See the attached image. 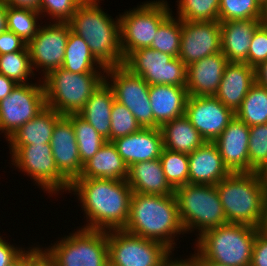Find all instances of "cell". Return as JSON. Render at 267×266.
Here are the masks:
<instances>
[{
    "mask_svg": "<svg viewBox=\"0 0 267 266\" xmlns=\"http://www.w3.org/2000/svg\"><path fill=\"white\" fill-rule=\"evenodd\" d=\"M69 193L77 197L84 212L82 228L102 231L125 228L133 194L127 180L76 179L70 184Z\"/></svg>",
    "mask_w": 267,
    "mask_h": 266,
    "instance_id": "obj_1",
    "label": "cell"
},
{
    "mask_svg": "<svg viewBox=\"0 0 267 266\" xmlns=\"http://www.w3.org/2000/svg\"><path fill=\"white\" fill-rule=\"evenodd\" d=\"M123 230L142 238L158 241L172 252L180 244V241L177 243L179 235L186 236L179 218L175 195L133 193L129 219Z\"/></svg>",
    "mask_w": 267,
    "mask_h": 266,
    "instance_id": "obj_2",
    "label": "cell"
},
{
    "mask_svg": "<svg viewBox=\"0 0 267 266\" xmlns=\"http://www.w3.org/2000/svg\"><path fill=\"white\" fill-rule=\"evenodd\" d=\"M100 1L84 0L68 22L71 31L88 44L95 59L106 69L123 65L120 18L103 11Z\"/></svg>",
    "mask_w": 267,
    "mask_h": 266,
    "instance_id": "obj_3",
    "label": "cell"
},
{
    "mask_svg": "<svg viewBox=\"0 0 267 266\" xmlns=\"http://www.w3.org/2000/svg\"><path fill=\"white\" fill-rule=\"evenodd\" d=\"M215 186L227 223L262 229L267 184L258 172L231 173Z\"/></svg>",
    "mask_w": 267,
    "mask_h": 266,
    "instance_id": "obj_4",
    "label": "cell"
},
{
    "mask_svg": "<svg viewBox=\"0 0 267 266\" xmlns=\"http://www.w3.org/2000/svg\"><path fill=\"white\" fill-rule=\"evenodd\" d=\"M261 230L252 225L226 223L195 239L193 250L204 259L222 265L250 266L254 241Z\"/></svg>",
    "mask_w": 267,
    "mask_h": 266,
    "instance_id": "obj_5",
    "label": "cell"
},
{
    "mask_svg": "<svg viewBox=\"0 0 267 266\" xmlns=\"http://www.w3.org/2000/svg\"><path fill=\"white\" fill-rule=\"evenodd\" d=\"M174 195L185 234L195 233L197 239L207 230L227 223L215 185L188 183L175 188Z\"/></svg>",
    "mask_w": 267,
    "mask_h": 266,
    "instance_id": "obj_6",
    "label": "cell"
},
{
    "mask_svg": "<svg viewBox=\"0 0 267 266\" xmlns=\"http://www.w3.org/2000/svg\"><path fill=\"white\" fill-rule=\"evenodd\" d=\"M42 81L47 107L61 115L78 114L105 81V73H72L61 67L50 71Z\"/></svg>",
    "mask_w": 267,
    "mask_h": 266,
    "instance_id": "obj_7",
    "label": "cell"
},
{
    "mask_svg": "<svg viewBox=\"0 0 267 266\" xmlns=\"http://www.w3.org/2000/svg\"><path fill=\"white\" fill-rule=\"evenodd\" d=\"M57 239L41 245L56 266H109L107 231L78 226Z\"/></svg>",
    "mask_w": 267,
    "mask_h": 266,
    "instance_id": "obj_8",
    "label": "cell"
},
{
    "mask_svg": "<svg viewBox=\"0 0 267 266\" xmlns=\"http://www.w3.org/2000/svg\"><path fill=\"white\" fill-rule=\"evenodd\" d=\"M8 148L11 168L22 171L46 195L57 198L69 191L71 183L58 171L50 144L8 145Z\"/></svg>",
    "mask_w": 267,
    "mask_h": 266,
    "instance_id": "obj_9",
    "label": "cell"
},
{
    "mask_svg": "<svg viewBox=\"0 0 267 266\" xmlns=\"http://www.w3.org/2000/svg\"><path fill=\"white\" fill-rule=\"evenodd\" d=\"M167 0H147L119 14L124 59L140 48H149L159 26L173 13Z\"/></svg>",
    "mask_w": 267,
    "mask_h": 266,
    "instance_id": "obj_10",
    "label": "cell"
},
{
    "mask_svg": "<svg viewBox=\"0 0 267 266\" xmlns=\"http://www.w3.org/2000/svg\"><path fill=\"white\" fill-rule=\"evenodd\" d=\"M109 266H163L174 254L164 244L130 234L107 231Z\"/></svg>",
    "mask_w": 267,
    "mask_h": 266,
    "instance_id": "obj_11",
    "label": "cell"
},
{
    "mask_svg": "<svg viewBox=\"0 0 267 266\" xmlns=\"http://www.w3.org/2000/svg\"><path fill=\"white\" fill-rule=\"evenodd\" d=\"M123 66L149 85L186 87L187 84V66L180 58L151 48L132 51L124 59Z\"/></svg>",
    "mask_w": 267,
    "mask_h": 266,
    "instance_id": "obj_12",
    "label": "cell"
},
{
    "mask_svg": "<svg viewBox=\"0 0 267 266\" xmlns=\"http://www.w3.org/2000/svg\"><path fill=\"white\" fill-rule=\"evenodd\" d=\"M36 78L35 83L17 84L0 100V134L6 140L46 107L43 81Z\"/></svg>",
    "mask_w": 267,
    "mask_h": 266,
    "instance_id": "obj_13",
    "label": "cell"
},
{
    "mask_svg": "<svg viewBox=\"0 0 267 266\" xmlns=\"http://www.w3.org/2000/svg\"><path fill=\"white\" fill-rule=\"evenodd\" d=\"M105 81L117 102L128 108L142 128H154V116L149 98V84L123 65L106 68Z\"/></svg>",
    "mask_w": 267,
    "mask_h": 266,
    "instance_id": "obj_14",
    "label": "cell"
},
{
    "mask_svg": "<svg viewBox=\"0 0 267 266\" xmlns=\"http://www.w3.org/2000/svg\"><path fill=\"white\" fill-rule=\"evenodd\" d=\"M36 36L27 43L33 71L44 78L50 71L61 68L71 27L69 23L45 22ZM41 71V72H40Z\"/></svg>",
    "mask_w": 267,
    "mask_h": 266,
    "instance_id": "obj_15",
    "label": "cell"
},
{
    "mask_svg": "<svg viewBox=\"0 0 267 266\" xmlns=\"http://www.w3.org/2000/svg\"><path fill=\"white\" fill-rule=\"evenodd\" d=\"M184 115L206 142H214L235 112L215 96H188Z\"/></svg>",
    "mask_w": 267,
    "mask_h": 266,
    "instance_id": "obj_16",
    "label": "cell"
},
{
    "mask_svg": "<svg viewBox=\"0 0 267 266\" xmlns=\"http://www.w3.org/2000/svg\"><path fill=\"white\" fill-rule=\"evenodd\" d=\"M221 52L219 21H182L180 60L189 66Z\"/></svg>",
    "mask_w": 267,
    "mask_h": 266,
    "instance_id": "obj_17",
    "label": "cell"
},
{
    "mask_svg": "<svg viewBox=\"0 0 267 266\" xmlns=\"http://www.w3.org/2000/svg\"><path fill=\"white\" fill-rule=\"evenodd\" d=\"M249 136L250 127L235 115L214 141L224 165L231 173H250Z\"/></svg>",
    "mask_w": 267,
    "mask_h": 266,
    "instance_id": "obj_18",
    "label": "cell"
},
{
    "mask_svg": "<svg viewBox=\"0 0 267 266\" xmlns=\"http://www.w3.org/2000/svg\"><path fill=\"white\" fill-rule=\"evenodd\" d=\"M50 145L58 171L70 183L79 178L83 164L80 160L74 127L65 115L56 122Z\"/></svg>",
    "mask_w": 267,
    "mask_h": 266,
    "instance_id": "obj_19",
    "label": "cell"
},
{
    "mask_svg": "<svg viewBox=\"0 0 267 266\" xmlns=\"http://www.w3.org/2000/svg\"><path fill=\"white\" fill-rule=\"evenodd\" d=\"M112 142L128 167L137 162L158 159L164 148L160 128H141Z\"/></svg>",
    "mask_w": 267,
    "mask_h": 266,
    "instance_id": "obj_20",
    "label": "cell"
},
{
    "mask_svg": "<svg viewBox=\"0 0 267 266\" xmlns=\"http://www.w3.org/2000/svg\"><path fill=\"white\" fill-rule=\"evenodd\" d=\"M228 63L224 54L219 52L187 66L188 96H214Z\"/></svg>",
    "mask_w": 267,
    "mask_h": 266,
    "instance_id": "obj_21",
    "label": "cell"
},
{
    "mask_svg": "<svg viewBox=\"0 0 267 266\" xmlns=\"http://www.w3.org/2000/svg\"><path fill=\"white\" fill-rule=\"evenodd\" d=\"M188 161L190 184L216 185L231 174L214 142H205L188 154Z\"/></svg>",
    "mask_w": 267,
    "mask_h": 266,
    "instance_id": "obj_22",
    "label": "cell"
},
{
    "mask_svg": "<svg viewBox=\"0 0 267 266\" xmlns=\"http://www.w3.org/2000/svg\"><path fill=\"white\" fill-rule=\"evenodd\" d=\"M254 83L255 68L247 63L229 62L214 96L236 113Z\"/></svg>",
    "mask_w": 267,
    "mask_h": 266,
    "instance_id": "obj_23",
    "label": "cell"
},
{
    "mask_svg": "<svg viewBox=\"0 0 267 266\" xmlns=\"http://www.w3.org/2000/svg\"><path fill=\"white\" fill-rule=\"evenodd\" d=\"M260 19L220 22L221 52L228 62L247 63L252 36L261 25Z\"/></svg>",
    "mask_w": 267,
    "mask_h": 266,
    "instance_id": "obj_24",
    "label": "cell"
},
{
    "mask_svg": "<svg viewBox=\"0 0 267 266\" xmlns=\"http://www.w3.org/2000/svg\"><path fill=\"white\" fill-rule=\"evenodd\" d=\"M149 98L154 116V128H160L185 114L188 92L186 87L150 85Z\"/></svg>",
    "mask_w": 267,
    "mask_h": 266,
    "instance_id": "obj_25",
    "label": "cell"
},
{
    "mask_svg": "<svg viewBox=\"0 0 267 266\" xmlns=\"http://www.w3.org/2000/svg\"><path fill=\"white\" fill-rule=\"evenodd\" d=\"M127 182L133 193L174 195L175 189L166 180L159 158L130 166Z\"/></svg>",
    "mask_w": 267,
    "mask_h": 266,
    "instance_id": "obj_26",
    "label": "cell"
},
{
    "mask_svg": "<svg viewBox=\"0 0 267 266\" xmlns=\"http://www.w3.org/2000/svg\"><path fill=\"white\" fill-rule=\"evenodd\" d=\"M129 167L117 152L113 142L106 143L97 153L83 164L81 175L77 179L127 180Z\"/></svg>",
    "mask_w": 267,
    "mask_h": 266,
    "instance_id": "obj_27",
    "label": "cell"
},
{
    "mask_svg": "<svg viewBox=\"0 0 267 266\" xmlns=\"http://www.w3.org/2000/svg\"><path fill=\"white\" fill-rule=\"evenodd\" d=\"M115 100L114 92L104 81L90 96L78 115L107 141H110L111 109Z\"/></svg>",
    "mask_w": 267,
    "mask_h": 266,
    "instance_id": "obj_28",
    "label": "cell"
},
{
    "mask_svg": "<svg viewBox=\"0 0 267 266\" xmlns=\"http://www.w3.org/2000/svg\"><path fill=\"white\" fill-rule=\"evenodd\" d=\"M62 116L46 106L5 141L8 145L50 144L54 126Z\"/></svg>",
    "mask_w": 267,
    "mask_h": 266,
    "instance_id": "obj_29",
    "label": "cell"
},
{
    "mask_svg": "<svg viewBox=\"0 0 267 266\" xmlns=\"http://www.w3.org/2000/svg\"><path fill=\"white\" fill-rule=\"evenodd\" d=\"M164 148L191 154L206 141L185 115L164 123L161 127Z\"/></svg>",
    "mask_w": 267,
    "mask_h": 266,
    "instance_id": "obj_30",
    "label": "cell"
},
{
    "mask_svg": "<svg viewBox=\"0 0 267 266\" xmlns=\"http://www.w3.org/2000/svg\"><path fill=\"white\" fill-rule=\"evenodd\" d=\"M62 68L72 73H105V68L92 55L82 37L69 32Z\"/></svg>",
    "mask_w": 267,
    "mask_h": 266,
    "instance_id": "obj_31",
    "label": "cell"
},
{
    "mask_svg": "<svg viewBox=\"0 0 267 266\" xmlns=\"http://www.w3.org/2000/svg\"><path fill=\"white\" fill-rule=\"evenodd\" d=\"M235 115L249 127L267 123V89L255 82Z\"/></svg>",
    "mask_w": 267,
    "mask_h": 266,
    "instance_id": "obj_32",
    "label": "cell"
},
{
    "mask_svg": "<svg viewBox=\"0 0 267 266\" xmlns=\"http://www.w3.org/2000/svg\"><path fill=\"white\" fill-rule=\"evenodd\" d=\"M0 74L14 80L17 84L36 81L37 75L33 71L27 46L22 51L0 55Z\"/></svg>",
    "mask_w": 267,
    "mask_h": 266,
    "instance_id": "obj_33",
    "label": "cell"
},
{
    "mask_svg": "<svg viewBox=\"0 0 267 266\" xmlns=\"http://www.w3.org/2000/svg\"><path fill=\"white\" fill-rule=\"evenodd\" d=\"M42 20L39 11L7 6V30L15 33L26 44L36 36L43 24Z\"/></svg>",
    "mask_w": 267,
    "mask_h": 266,
    "instance_id": "obj_34",
    "label": "cell"
},
{
    "mask_svg": "<svg viewBox=\"0 0 267 266\" xmlns=\"http://www.w3.org/2000/svg\"><path fill=\"white\" fill-rule=\"evenodd\" d=\"M65 116L72 122L74 127L80 160L84 164L97 153L107 140L78 114Z\"/></svg>",
    "mask_w": 267,
    "mask_h": 266,
    "instance_id": "obj_35",
    "label": "cell"
},
{
    "mask_svg": "<svg viewBox=\"0 0 267 266\" xmlns=\"http://www.w3.org/2000/svg\"><path fill=\"white\" fill-rule=\"evenodd\" d=\"M173 12L158 28L149 48L178 57L181 45L182 20Z\"/></svg>",
    "mask_w": 267,
    "mask_h": 266,
    "instance_id": "obj_36",
    "label": "cell"
},
{
    "mask_svg": "<svg viewBox=\"0 0 267 266\" xmlns=\"http://www.w3.org/2000/svg\"><path fill=\"white\" fill-rule=\"evenodd\" d=\"M220 0H177L176 17L182 21H219Z\"/></svg>",
    "mask_w": 267,
    "mask_h": 266,
    "instance_id": "obj_37",
    "label": "cell"
},
{
    "mask_svg": "<svg viewBox=\"0 0 267 266\" xmlns=\"http://www.w3.org/2000/svg\"><path fill=\"white\" fill-rule=\"evenodd\" d=\"M159 159L166 180L174 189L189 183L188 154L163 148Z\"/></svg>",
    "mask_w": 267,
    "mask_h": 266,
    "instance_id": "obj_38",
    "label": "cell"
},
{
    "mask_svg": "<svg viewBox=\"0 0 267 266\" xmlns=\"http://www.w3.org/2000/svg\"><path fill=\"white\" fill-rule=\"evenodd\" d=\"M262 6L257 0H220L219 22L261 19Z\"/></svg>",
    "mask_w": 267,
    "mask_h": 266,
    "instance_id": "obj_39",
    "label": "cell"
},
{
    "mask_svg": "<svg viewBox=\"0 0 267 266\" xmlns=\"http://www.w3.org/2000/svg\"><path fill=\"white\" fill-rule=\"evenodd\" d=\"M248 151L250 173H259L267 164V123L250 127Z\"/></svg>",
    "mask_w": 267,
    "mask_h": 266,
    "instance_id": "obj_40",
    "label": "cell"
},
{
    "mask_svg": "<svg viewBox=\"0 0 267 266\" xmlns=\"http://www.w3.org/2000/svg\"><path fill=\"white\" fill-rule=\"evenodd\" d=\"M141 128L132 112L114 100L111 109L110 142L120 137L136 133Z\"/></svg>",
    "mask_w": 267,
    "mask_h": 266,
    "instance_id": "obj_41",
    "label": "cell"
},
{
    "mask_svg": "<svg viewBox=\"0 0 267 266\" xmlns=\"http://www.w3.org/2000/svg\"><path fill=\"white\" fill-rule=\"evenodd\" d=\"M83 1L84 0H40L38 11L41 17L46 18V22L68 23L77 7Z\"/></svg>",
    "mask_w": 267,
    "mask_h": 266,
    "instance_id": "obj_42",
    "label": "cell"
},
{
    "mask_svg": "<svg viewBox=\"0 0 267 266\" xmlns=\"http://www.w3.org/2000/svg\"><path fill=\"white\" fill-rule=\"evenodd\" d=\"M267 60V26L261 24L254 32L248 52V65L255 68Z\"/></svg>",
    "mask_w": 267,
    "mask_h": 266,
    "instance_id": "obj_43",
    "label": "cell"
},
{
    "mask_svg": "<svg viewBox=\"0 0 267 266\" xmlns=\"http://www.w3.org/2000/svg\"><path fill=\"white\" fill-rule=\"evenodd\" d=\"M250 266H267V231L261 230L255 238Z\"/></svg>",
    "mask_w": 267,
    "mask_h": 266,
    "instance_id": "obj_44",
    "label": "cell"
},
{
    "mask_svg": "<svg viewBox=\"0 0 267 266\" xmlns=\"http://www.w3.org/2000/svg\"><path fill=\"white\" fill-rule=\"evenodd\" d=\"M0 234V266H8L14 262L26 249L16 244V246L9 240H5Z\"/></svg>",
    "mask_w": 267,
    "mask_h": 266,
    "instance_id": "obj_45",
    "label": "cell"
},
{
    "mask_svg": "<svg viewBox=\"0 0 267 266\" xmlns=\"http://www.w3.org/2000/svg\"><path fill=\"white\" fill-rule=\"evenodd\" d=\"M27 44L15 33L6 30L0 33V55L22 51Z\"/></svg>",
    "mask_w": 267,
    "mask_h": 266,
    "instance_id": "obj_46",
    "label": "cell"
},
{
    "mask_svg": "<svg viewBox=\"0 0 267 266\" xmlns=\"http://www.w3.org/2000/svg\"><path fill=\"white\" fill-rule=\"evenodd\" d=\"M38 244L34 243L28 246V266H56L55 262L41 248L40 243Z\"/></svg>",
    "mask_w": 267,
    "mask_h": 266,
    "instance_id": "obj_47",
    "label": "cell"
},
{
    "mask_svg": "<svg viewBox=\"0 0 267 266\" xmlns=\"http://www.w3.org/2000/svg\"><path fill=\"white\" fill-rule=\"evenodd\" d=\"M7 6L16 8H29L38 11L40 0H0Z\"/></svg>",
    "mask_w": 267,
    "mask_h": 266,
    "instance_id": "obj_48",
    "label": "cell"
},
{
    "mask_svg": "<svg viewBox=\"0 0 267 266\" xmlns=\"http://www.w3.org/2000/svg\"><path fill=\"white\" fill-rule=\"evenodd\" d=\"M16 86L17 83L14 80L0 74V100L8 96Z\"/></svg>",
    "mask_w": 267,
    "mask_h": 266,
    "instance_id": "obj_49",
    "label": "cell"
},
{
    "mask_svg": "<svg viewBox=\"0 0 267 266\" xmlns=\"http://www.w3.org/2000/svg\"><path fill=\"white\" fill-rule=\"evenodd\" d=\"M255 82L267 89V60L255 67Z\"/></svg>",
    "mask_w": 267,
    "mask_h": 266,
    "instance_id": "obj_50",
    "label": "cell"
},
{
    "mask_svg": "<svg viewBox=\"0 0 267 266\" xmlns=\"http://www.w3.org/2000/svg\"><path fill=\"white\" fill-rule=\"evenodd\" d=\"M174 256L175 255L173 254V256L163 266H195L193 260L189 256L186 258H178L177 256L175 258Z\"/></svg>",
    "mask_w": 267,
    "mask_h": 266,
    "instance_id": "obj_51",
    "label": "cell"
},
{
    "mask_svg": "<svg viewBox=\"0 0 267 266\" xmlns=\"http://www.w3.org/2000/svg\"><path fill=\"white\" fill-rule=\"evenodd\" d=\"M188 256L193 260L195 266H227L204 259L196 250Z\"/></svg>",
    "mask_w": 267,
    "mask_h": 266,
    "instance_id": "obj_52",
    "label": "cell"
},
{
    "mask_svg": "<svg viewBox=\"0 0 267 266\" xmlns=\"http://www.w3.org/2000/svg\"><path fill=\"white\" fill-rule=\"evenodd\" d=\"M7 30V5L0 1V33Z\"/></svg>",
    "mask_w": 267,
    "mask_h": 266,
    "instance_id": "obj_53",
    "label": "cell"
},
{
    "mask_svg": "<svg viewBox=\"0 0 267 266\" xmlns=\"http://www.w3.org/2000/svg\"><path fill=\"white\" fill-rule=\"evenodd\" d=\"M8 266H28V247L14 262Z\"/></svg>",
    "mask_w": 267,
    "mask_h": 266,
    "instance_id": "obj_54",
    "label": "cell"
},
{
    "mask_svg": "<svg viewBox=\"0 0 267 266\" xmlns=\"http://www.w3.org/2000/svg\"><path fill=\"white\" fill-rule=\"evenodd\" d=\"M262 230L267 231V189L265 193V207H264V219H263Z\"/></svg>",
    "mask_w": 267,
    "mask_h": 266,
    "instance_id": "obj_55",
    "label": "cell"
},
{
    "mask_svg": "<svg viewBox=\"0 0 267 266\" xmlns=\"http://www.w3.org/2000/svg\"><path fill=\"white\" fill-rule=\"evenodd\" d=\"M261 23L267 26V1L262 6Z\"/></svg>",
    "mask_w": 267,
    "mask_h": 266,
    "instance_id": "obj_56",
    "label": "cell"
},
{
    "mask_svg": "<svg viewBox=\"0 0 267 266\" xmlns=\"http://www.w3.org/2000/svg\"><path fill=\"white\" fill-rule=\"evenodd\" d=\"M259 175L264 180V182L267 184V164L266 166L259 172Z\"/></svg>",
    "mask_w": 267,
    "mask_h": 266,
    "instance_id": "obj_57",
    "label": "cell"
},
{
    "mask_svg": "<svg viewBox=\"0 0 267 266\" xmlns=\"http://www.w3.org/2000/svg\"><path fill=\"white\" fill-rule=\"evenodd\" d=\"M257 1L260 3L261 6H263L264 3H265L267 0H257Z\"/></svg>",
    "mask_w": 267,
    "mask_h": 266,
    "instance_id": "obj_58",
    "label": "cell"
}]
</instances>
